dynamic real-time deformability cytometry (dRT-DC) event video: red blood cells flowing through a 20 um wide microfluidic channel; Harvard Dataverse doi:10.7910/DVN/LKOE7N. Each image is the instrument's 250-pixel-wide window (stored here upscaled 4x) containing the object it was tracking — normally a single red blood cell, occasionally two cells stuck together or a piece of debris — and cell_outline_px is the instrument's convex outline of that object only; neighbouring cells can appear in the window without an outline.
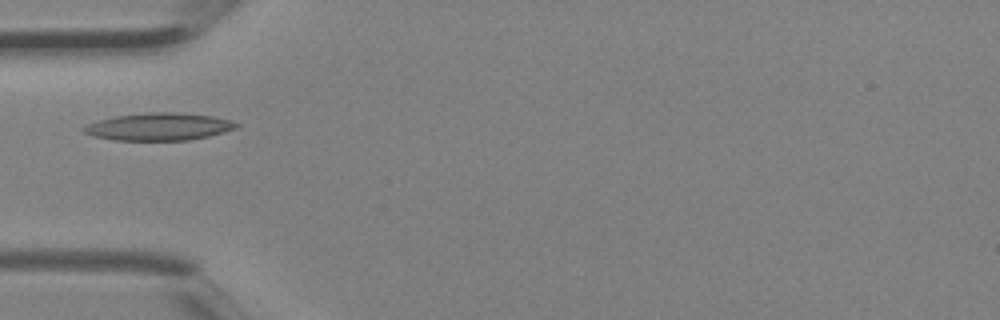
{"species": "Egyptian fruit bat (a non-hibernating species)", "species_latin": "Rousettus aegyptiacus", "temperature_condition": "room temperature", "stored_images_in_passage": 3, "camera_frame_rate_fps": 3000, "um_per_image_px": 0.085, "animal": {"sex": "female"}, "frame": {"image": 1, "passage_image": 3, "time_ms": 0.667, "image_size_px": [1000, 320], "cell_outline_px": [[240, 124], [236, 128], [208, 136], [188, 140], [116, 140], [96, 136], [84, 132], [80, 128], [88, 124], [100, 120], [116, 116], [144, 112], [176, 112], [212, 116], [228, 120]], "centroid_in_image_um": [13.5, 10.76], "position_along_channel_um": 71.5, "area_um2": 24.1}}